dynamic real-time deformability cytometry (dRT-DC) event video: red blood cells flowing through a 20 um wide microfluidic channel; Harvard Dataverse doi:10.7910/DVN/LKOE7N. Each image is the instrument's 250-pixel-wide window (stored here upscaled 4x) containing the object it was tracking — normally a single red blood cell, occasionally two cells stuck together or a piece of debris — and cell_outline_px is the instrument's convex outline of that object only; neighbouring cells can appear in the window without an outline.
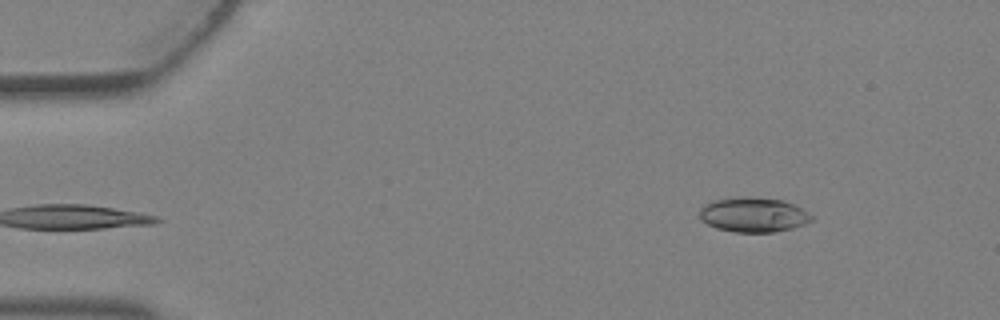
{"species": "Egyptian fruit bat (a non-hibernating species)", "species_latin": "Rousettus aegyptiacus", "temperature_condition": "warm", "stored_images_in_passage": 2, "camera_frame_rate_fps": 3000, "um_per_image_px": 0.085, "animal": {"sex": "female"}, "frame": {"image": 1, "passage_image": 2, "time_ms": 0.333, "image_size_px": [1000, 320], "cell_outline_px": [[816, 216], [812, 220], [804, 224], [792, 228], [772, 232], [736, 232], [716, 228], [700, 220], [700, 208], [704, 204], [712, 200], [736, 196], [748, 196], [784, 200]], "centroid_in_image_um": [64.02, 18.24], "position_along_channel_um": 21.0, "area_um2": 22.89}}